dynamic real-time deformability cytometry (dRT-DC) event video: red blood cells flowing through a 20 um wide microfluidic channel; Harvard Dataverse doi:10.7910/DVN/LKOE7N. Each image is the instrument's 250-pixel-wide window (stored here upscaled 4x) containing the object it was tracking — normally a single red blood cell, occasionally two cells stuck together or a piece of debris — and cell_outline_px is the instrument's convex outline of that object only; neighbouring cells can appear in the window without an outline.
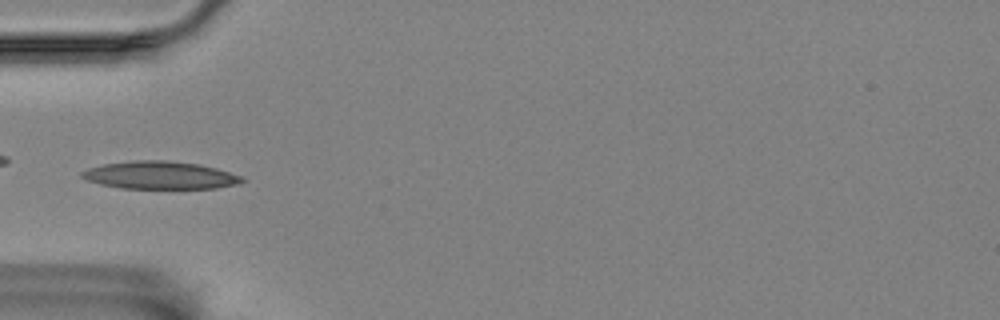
{"species": "Egyptian fruit bat (a non-hibernating species)", "species_latin": "Rousettus aegyptiacus", "temperature_condition": "room temperature", "stored_images_in_passage": 7, "camera_frame_rate_fps": 3000, "um_per_image_px": 0.085, "animal": {"sex": "female"}, "frame": {"image": 1, "passage_image": 4, "time_ms": 3.667, "image_size_px": [1000, 320], "cell_outline_px": [[244, 180], [240, 184], [216, 188], [120, 188], [100, 184], [88, 180], [80, 176], [80, 172], [88, 168], [104, 164], [136, 160], [164, 160], [200, 164], [216, 168], [240, 176]], "centroid_in_image_um": [13.59, 14.89], "position_along_channel_um": 71.4, "area_um2": 25.72}}
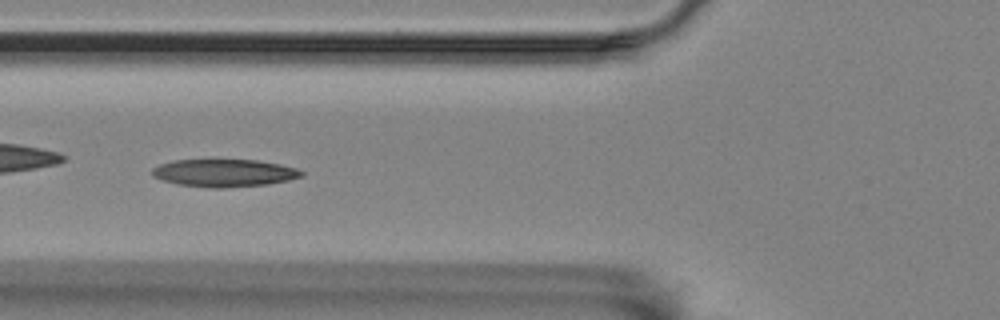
{"frame": {"image": 2, "passage_image": 5, "time_ms": 4.667, "image_size_px": [1000, 320], "cell_outline_px": [[304, 176], [288, 180], [268, 184], [224, 188], [208, 188], [180, 184], [164, 180], [152, 176], [152, 168], [160, 164], [172, 160], [256, 160], [280, 164], [296, 168], [304, 172]], "centroid_in_image_um": [19.07, 14.7], "position_along_channel_um": 106.7, "area_um2": 23.99}}
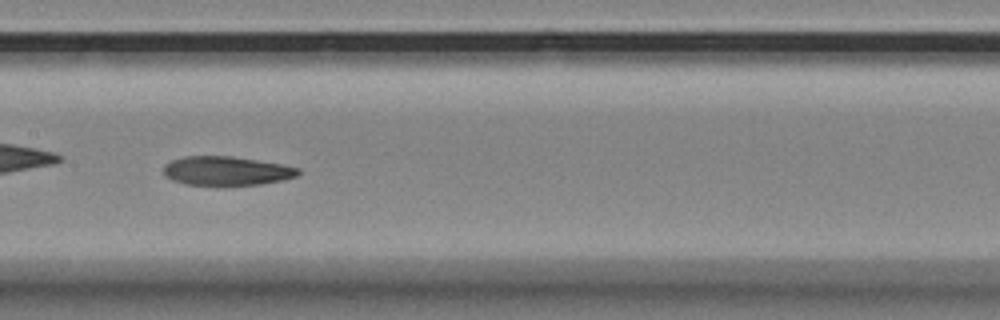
{"frame": {"image": 3, "passage_image": 7, "time_ms": 7.0, "image_size_px": [1000, 320], "cell_outline_px": [[300, 172], [296, 176], [284, 180], [260, 184], [224, 188], [220, 188], [184, 184], [172, 180], [164, 176], [164, 164], [172, 160], [184, 156], [232, 156], [284, 164], [300, 168]], "centroid_in_image_um": [19.24, 14.57], "position_along_channel_um": 188.2, "area_um2": 23.81}}